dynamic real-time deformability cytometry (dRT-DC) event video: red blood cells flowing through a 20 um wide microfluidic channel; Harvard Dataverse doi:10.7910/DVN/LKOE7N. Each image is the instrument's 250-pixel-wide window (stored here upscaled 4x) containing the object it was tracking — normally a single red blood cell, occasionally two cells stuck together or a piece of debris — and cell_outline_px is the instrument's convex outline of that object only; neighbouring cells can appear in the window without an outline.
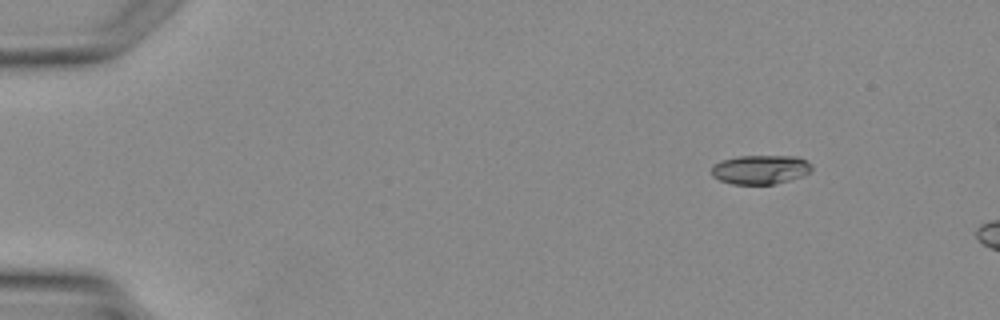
{"species": "Egyptian fruit bat (a non-hibernating species)", "species_latin": "Rousettus aegyptiacus", "temperature_condition": "warm", "stored_images_in_passage": 3, "camera_frame_rate_fps": 3000, "um_per_image_px": 0.085, "animal": {"sex": "female"}, "frame": {"image": 1, "passage_image": 1, "time_ms": 0.0, "image_size_px": [1000, 320], "cell_outline_px": [[812, 168], [808, 172], [800, 176], [788, 180], [772, 184], [732, 184], [720, 180], [712, 176], [712, 168], [716, 164], [724, 160], [740, 156], [796, 156], [812, 164]], "centroid_in_image_um": [64.63, 14.41], "position_along_channel_um": 20.4, "area_um2": 16.65}}